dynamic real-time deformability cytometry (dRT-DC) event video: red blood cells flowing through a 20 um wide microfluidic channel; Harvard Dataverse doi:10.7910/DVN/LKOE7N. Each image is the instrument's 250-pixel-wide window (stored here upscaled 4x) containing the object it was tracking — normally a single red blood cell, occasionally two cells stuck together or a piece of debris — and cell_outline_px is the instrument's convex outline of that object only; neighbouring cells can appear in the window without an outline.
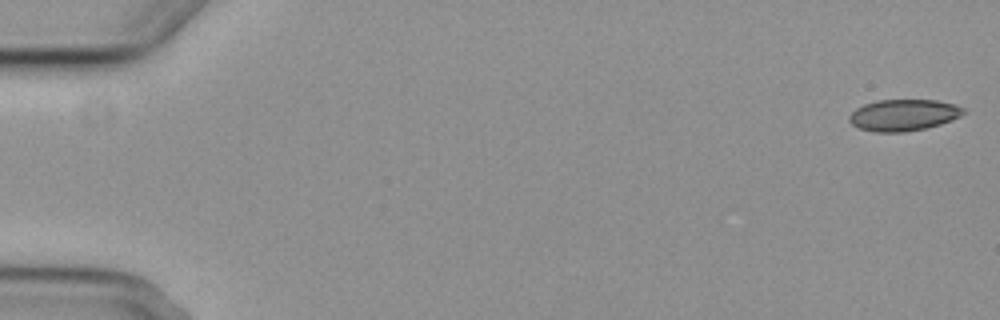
{"species": "common noctule bat (a hibernating species)", "species_latin": "Nyctalus noctula", "temperature_condition": "cold", "stored_images_in_passage": 4, "camera_frame_rate_fps": 3000, "um_per_image_px": 0.085, "animal": {"sex": "female", "body_mass_g": 29.2, "forearm_length_mm": 56.3}, "frame": {"image": 1, "passage_image": 1, "time_ms": 0.0, "image_size_px": [1000, 320], "cell_outline_px": [[964, 112], [960, 116], [952, 120], [928, 128], [904, 132], [872, 132], [860, 128], [852, 124], [848, 120], [848, 116], [856, 108], [864, 104], [876, 100], [936, 100], [956, 104], [964, 108]], "centroid_in_image_um": [76.79, 9.78], "position_along_channel_um": 8.2, "area_um2": 21.1}}